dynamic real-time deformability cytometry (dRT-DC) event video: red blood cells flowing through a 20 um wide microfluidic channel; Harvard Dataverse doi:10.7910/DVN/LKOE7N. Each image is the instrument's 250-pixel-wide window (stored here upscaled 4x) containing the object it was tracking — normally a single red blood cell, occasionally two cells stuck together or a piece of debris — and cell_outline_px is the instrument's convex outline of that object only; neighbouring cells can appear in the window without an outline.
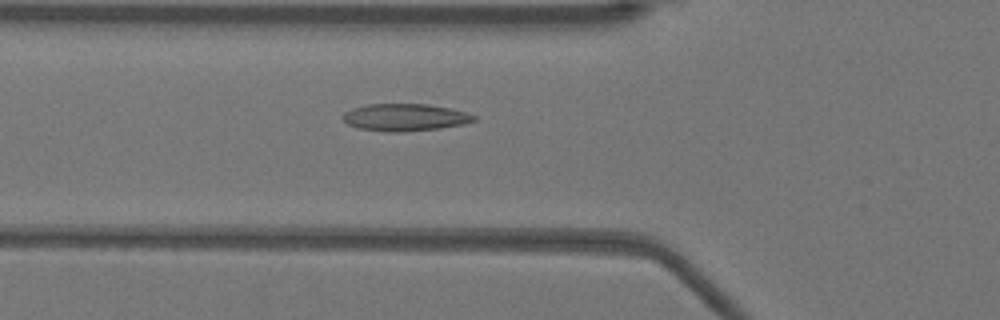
{"species": "Egyptian fruit bat (a non-hibernating species)", "species_latin": "Rousettus aegyptiacus", "temperature_condition": "warm", "stored_images_in_passage": 51, "camera_frame_rate_fps": 3000, "um_per_image_px": 0.085, "animal": {"sex": "female"}, "frame": {"image": 1, "passage_image": 18, "time_ms": 5.667, "image_size_px": [1000, 320], "cell_outline_px": [[476, 120], [464, 124], [440, 128], [404, 132], [384, 132], [356, 128], [348, 124], [344, 120], [344, 112], [352, 108], [368, 104], [428, 104], [452, 108], [476, 116]], "centroid_in_image_um": [34.42, 9.98], "position_along_channel_um": 91.4, "area_um2": 20.92}}
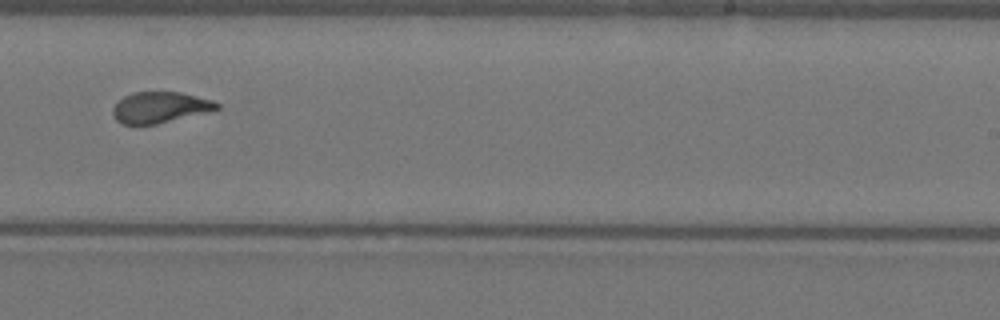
{"frame": {"image": 2, "passage_image": 32, "time_ms": 10.333, "image_size_px": [1000, 320], "cell_outline_px": [[220, 108], [212, 112], [156, 124], [120, 124], [112, 116], [112, 108], [124, 96], [132, 92], [180, 92], [212, 100], [220, 104]], "centroid_in_image_um": [13.62, 9.13], "position_along_channel_um": 275.4, "area_um2": 19.02}}
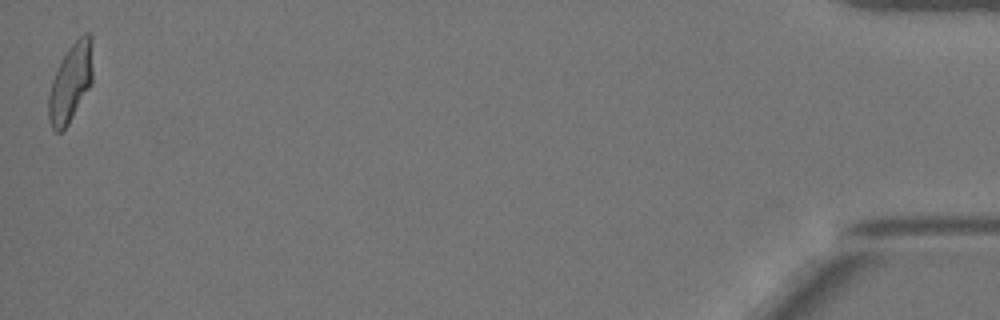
{"frame": {"image": 3, "passage_image": 51, "time_ms": 16.667, "image_size_px": [1000, 320], "cell_outline_px": [[92, 80], [88, 88], [68, 124], [60, 132], [56, 132], [52, 128], [48, 120], [48, 96], [52, 80], [68, 48], [84, 32], [88, 32], [92, 36]], "centroid_in_image_um": [5.99, 7.01], "position_along_channel_um": 429.2, "area_um2": 19.83}, "authors_computed_cell_mechanics": {"area_um2": 19.8254, "velocity_mm_per_s": 3.9448, "shape_relaxation_time_tau1_ms": 5.2218, "shape_relaxation_time_tau2_ms": 0.9279, "deformation_change_tau1": 0.1908, "deformation_change_tau2": 0.0762}}